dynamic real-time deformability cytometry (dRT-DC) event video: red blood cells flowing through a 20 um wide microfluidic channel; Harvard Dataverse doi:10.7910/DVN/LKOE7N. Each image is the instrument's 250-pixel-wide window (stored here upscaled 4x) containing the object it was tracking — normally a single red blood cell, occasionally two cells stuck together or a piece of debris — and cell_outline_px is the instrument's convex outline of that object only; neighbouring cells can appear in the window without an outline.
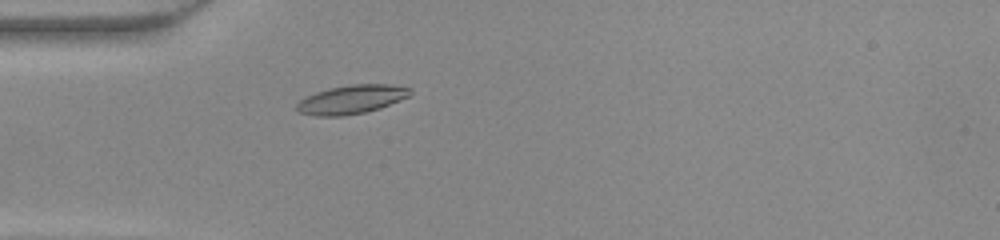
{"species": "common noctule bat (a hibernating species)", "species_latin": "Nyctalus noctula", "temperature_condition": "warm", "stored_images_in_passage": 44, "camera_frame_rate_fps": 3000, "um_per_image_px": 0.085, "animal": {"sex": "female", "body_mass_g": 22.0, "forearm_length_mm": 56.7}, "frame": {"image": 1, "passage_image": 10, "time_ms": 3.0, "image_size_px": [1000, 240], "cell_outline_px": [[412, 92], [408, 96], [400, 100], [380, 108], [364, 112], [344, 116], [316, 116], [300, 112], [296, 108], [296, 104], [300, 100], [316, 92], [328, 88], [352, 84], [388, 84], [412, 88]], "centroid_in_image_um": [29.89, 8.45], "position_along_channel_um": 55.1, "area_um2": 18.9}}
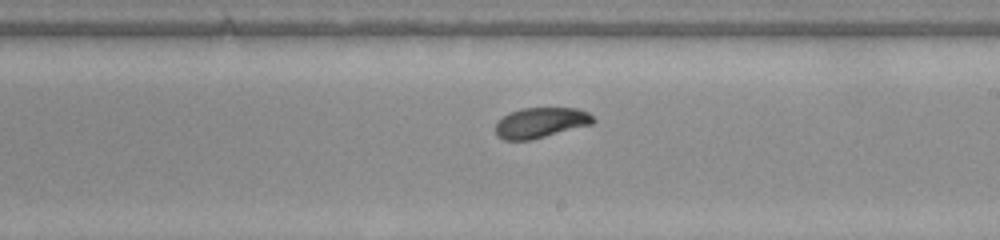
{"frame": {"image": 2, "passage_image": 24, "time_ms": 7.667, "image_size_px": [1000, 240], "cell_outline_px": [[596, 120], [592, 124], [532, 140], [504, 140], [496, 136], [496, 124], [508, 112], [520, 108], [576, 108], [588, 112]], "centroid_in_image_um": [45.96, 10.43], "position_along_channel_um": 243.0, "area_um2": 17.34}}
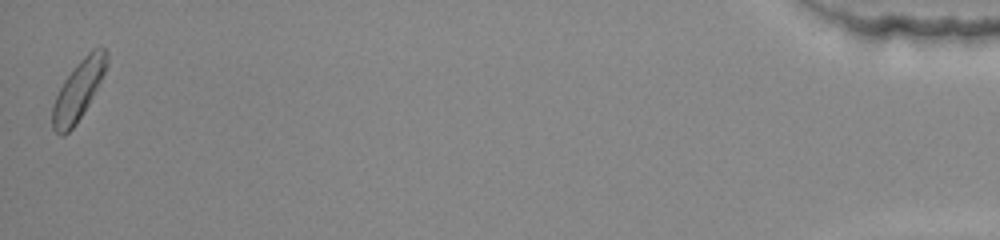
{"frame": {"image": 3, "passage_image": 44, "time_ms": 14.333, "image_size_px": [1000, 240], "cell_outline_px": [[108, 64], [88, 104], [76, 124], [64, 136], [60, 136], [52, 128], [52, 104], [64, 80], [76, 64], [92, 48], [104, 48], [108, 52]], "centroid_in_image_um": [6.64, 7.67], "position_along_channel_um": 428.6, "area_um2": 18.55}}